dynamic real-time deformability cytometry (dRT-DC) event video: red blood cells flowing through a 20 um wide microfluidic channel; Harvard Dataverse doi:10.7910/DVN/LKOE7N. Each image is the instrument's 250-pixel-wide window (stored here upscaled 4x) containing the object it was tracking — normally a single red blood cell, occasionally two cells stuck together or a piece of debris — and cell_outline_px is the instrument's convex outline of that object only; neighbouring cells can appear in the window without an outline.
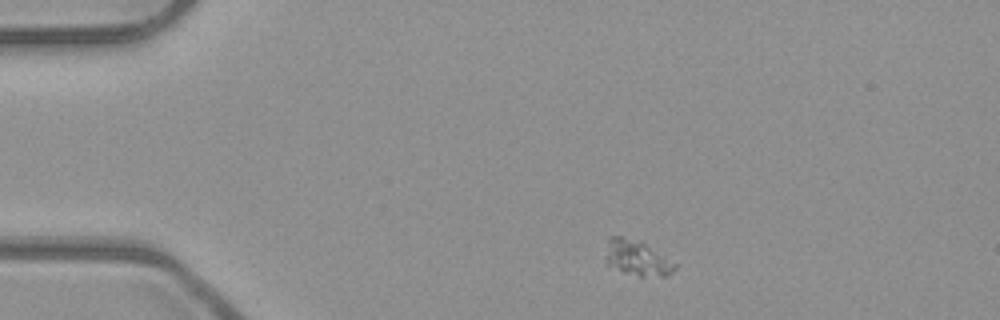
{"species": "common noctule bat (a hibernating species)", "species_latin": "Nyctalus noctula", "temperature_condition": "room temperature", "stored_images_in_passage": 4, "camera_frame_rate_fps": 3000, "um_per_image_px": 0.085, "animal": {"sex": "male", "body_mass_g": 23.1, "forearm_length_mm": 52.7}, "frame": {"image": 1, "passage_image": 1, "time_ms": 0.0, "image_size_px": [1000, 320], "cell_outline_px": [[676, 268], [672, 272], [664, 276], [640, 276], [624, 272], [608, 264], [608, 236], [620, 236], [640, 240], [676, 264]], "centroid_in_image_um": [54.18, 21.92], "position_along_channel_um": 30.8, "area_um2": 13.76}}
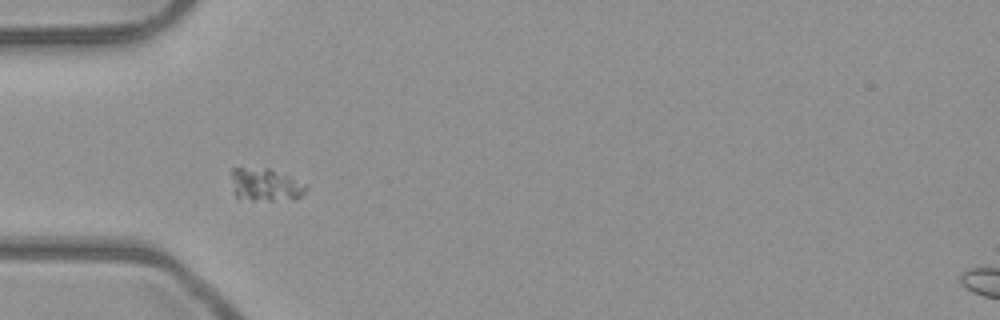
{"frame": {"image": 2, "passage_image": 3, "time_ms": 0.667, "image_size_px": [1000, 320], "cell_outline_px": [[308, 188], [296, 200], [252, 200], [236, 196], [232, 192], [232, 168], [268, 168], [308, 184]], "centroid_in_image_um": [22.58, 15.72], "position_along_channel_um": 62.4, "area_um2": 14.33}}
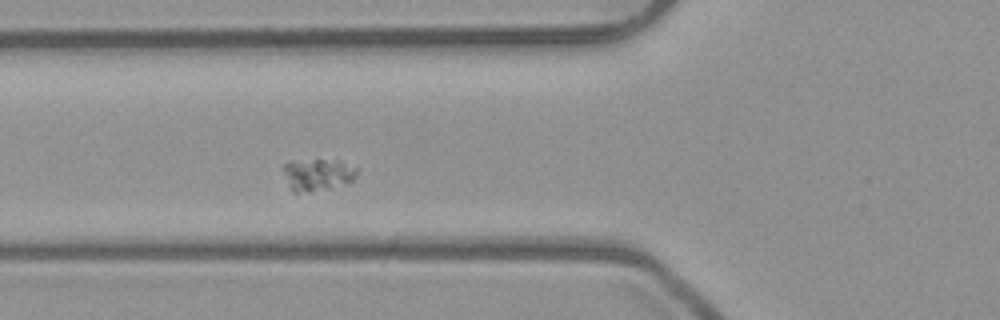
{"frame": {"image": 3, "passage_image": 4, "time_ms": 1.0, "image_size_px": [1000, 320], "cell_outline_px": [[356, 176], [348, 184], [328, 188], [296, 192], [292, 192], [288, 184], [284, 172], [284, 164], [292, 160], [336, 160], [356, 168]], "centroid_in_image_um": [26.99, 14.83], "position_along_channel_um": 98.8, "area_um2": 13.41}}